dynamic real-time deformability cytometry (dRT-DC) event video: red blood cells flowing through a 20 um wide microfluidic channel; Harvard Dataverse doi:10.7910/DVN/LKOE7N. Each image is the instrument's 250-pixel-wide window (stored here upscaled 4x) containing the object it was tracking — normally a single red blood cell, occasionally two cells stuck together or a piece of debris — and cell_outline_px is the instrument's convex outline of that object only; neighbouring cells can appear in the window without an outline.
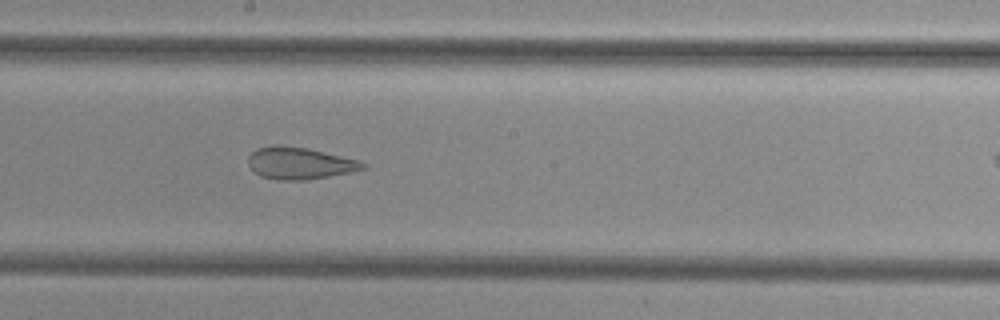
{"species": "common noctule bat (a hibernating species)", "species_latin": "Nyctalus noctula", "temperature_condition": "cold", "stored_images_in_passage": 31, "camera_frame_rate_fps": 3000, "um_per_image_px": 0.085, "animal": {"sex": "female", "body_mass_g": 29.2, "forearm_length_mm": 56.3}, "frame": {"image": 1, "passage_image": 27, "time_ms": 8.667, "image_size_px": [1000, 320], "cell_outline_px": [[368, 168], [308, 180], [276, 180], [260, 176], [248, 164], [248, 156], [256, 148], [272, 144], [280, 144], [308, 148], [360, 160], [368, 164]], "centroid_in_image_um": [25.47, 13.86], "position_along_channel_um": 222.7, "area_um2": 21.62}}